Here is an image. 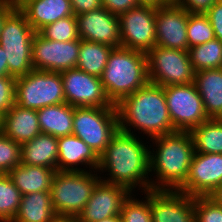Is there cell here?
Listing matches in <instances>:
<instances>
[{"label":"cell","mask_w":222,"mask_h":222,"mask_svg":"<svg viewBox=\"0 0 222 222\" xmlns=\"http://www.w3.org/2000/svg\"><path fill=\"white\" fill-rule=\"evenodd\" d=\"M144 137L129 134L118 129L112 136L105 151L99 156L100 180L110 184L122 185L132 193L140 190L142 195L150 190L149 141ZM107 172L101 176V174ZM109 172V173H108Z\"/></svg>","instance_id":"cell-1"},{"label":"cell","mask_w":222,"mask_h":222,"mask_svg":"<svg viewBox=\"0 0 222 222\" xmlns=\"http://www.w3.org/2000/svg\"><path fill=\"white\" fill-rule=\"evenodd\" d=\"M116 108L119 129L123 132L136 135L135 132L139 131V134L147 136V140L176 132L169 115L163 86L148 83L122 99Z\"/></svg>","instance_id":"cell-2"},{"label":"cell","mask_w":222,"mask_h":222,"mask_svg":"<svg viewBox=\"0 0 222 222\" xmlns=\"http://www.w3.org/2000/svg\"><path fill=\"white\" fill-rule=\"evenodd\" d=\"M150 141L149 147H155L149 149L150 190L179 191L186 181L195 152L190 132L176 131Z\"/></svg>","instance_id":"cell-3"},{"label":"cell","mask_w":222,"mask_h":222,"mask_svg":"<svg viewBox=\"0 0 222 222\" xmlns=\"http://www.w3.org/2000/svg\"><path fill=\"white\" fill-rule=\"evenodd\" d=\"M100 80L110 102L117 105L149 83L146 53L124 47L113 48Z\"/></svg>","instance_id":"cell-4"},{"label":"cell","mask_w":222,"mask_h":222,"mask_svg":"<svg viewBox=\"0 0 222 222\" xmlns=\"http://www.w3.org/2000/svg\"><path fill=\"white\" fill-rule=\"evenodd\" d=\"M99 181L100 177L95 170L56 171L50 192L52 206L58 218L74 220L86 206Z\"/></svg>","instance_id":"cell-5"},{"label":"cell","mask_w":222,"mask_h":222,"mask_svg":"<svg viewBox=\"0 0 222 222\" xmlns=\"http://www.w3.org/2000/svg\"><path fill=\"white\" fill-rule=\"evenodd\" d=\"M116 107H74L72 134L80 138L98 156L118 131Z\"/></svg>","instance_id":"cell-6"},{"label":"cell","mask_w":222,"mask_h":222,"mask_svg":"<svg viewBox=\"0 0 222 222\" xmlns=\"http://www.w3.org/2000/svg\"><path fill=\"white\" fill-rule=\"evenodd\" d=\"M16 104L24 109L40 110L65 102L61 73L32 70L16 79Z\"/></svg>","instance_id":"cell-7"},{"label":"cell","mask_w":222,"mask_h":222,"mask_svg":"<svg viewBox=\"0 0 222 222\" xmlns=\"http://www.w3.org/2000/svg\"><path fill=\"white\" fill-rule=\"evenodd\" d=\"M146 55L149 83L163 87L194 83L188 51L155 46Z\"/></svg>","instance_id":"cell-8"},{"label":"cell","mask_w":222,"mask_h":222,"mask_svg":"<svg viewBox=\"0 0 222 222\" xmlns=\"http://www.w3.org/2000/svg\"><path fill=\"white\" fill-rule=\"evenodd\" d=\"M164 93L171 122L176 131L190 132L209 119L194 83L169 85L164 87Z\"/></svg>","instance_id":"cell-9"},{"label":"cell","mask_w":222,"mask_h":222,"mask_svg":"<svg viewBox=\"0 0 222 222\" xmlns=\"http://www.w3.org/2000/svg\"><path fill=\"white\" fill-rule=\"evenodd\" d=\"M156 7L140 5L118 16L121 47L147 53L156 46Z\"/></svg>","instance_id":"cell-10"},{"label":"cell","mask_w":222,"mask_h":222,"mask_svg":"<svg viewBox=\"0 0 222 222\" xmlns=\"http://www.w3.org/2000/svg\"><path fill=\"white\" fill-rule=\"evenodd\" d=\"M80 44L81 39L57 42L36 32L32 40L33 69L61 73L76 68Z\"/></svg>","instance_id":"cell-11"},{"label":"cell","mask_w":222,"mask_h":222,"mask_svg":"<svg viewBox=\"0 0 222 222\" xmlns=\"http://www.w3.org/2000/svg\"><path fill=\"white\" fill-rule=\"evenodd\" d=\"M65 102L72 107H116L106 96L99 77L77 68L61 72Z\"/></svg>","instance_id":"cell-12"},{"label":"cell","mask_w":222,"mask_h":222,"mask_svg":"<svg viewBox=\"0 0 222 222\" xmlns=\"http://www.w3.org/2000/svg\"><path fill=\"white\" fill-rule=\"evenodd\" d=\"M222 184V154L196 153L179 190L191 197H209Z\"/></svg>","instance_id":"cell-13"},{"label":"cell","mask_w":222,"mask_h":222,"mask_svg":"<svg viewBox=\"0 0 222 222\" xmlns=\"http://www.w3.org/2000/svg\"><path fill=\"white\" fill-rule=\"evenodd\" d=\"M188 11L170 1L156 8V46L188 51Z\"/></svg>","instance_id":"cell-14"},{"label":"cell","mask_w":222,"mask_h":222,"mask_svg":"<svg viewBox=\"0 0 222 222\" xmlns=\"http://www.w3.org/2000/svg\"><path fill=\"white\" fill-rule=\"evenodd\" d=\"M132 192L117 184L99 181L86 206L74 219L76 222H97L120 215L124 201Z\"/></svg>","instance_id":"cell-15"},{"label":"cell","mask_w":222,"mask_h":222,"mask_svg":"<svg viewBox=\"0 0 222 222\" xmlns=\"http://www.w3.org/2000/svg\"><path fill=\"white\" fill-rule=\"evenodd\" d=\"M78 35L82 40L110 47H121L119 18L103 6L76 16Z\"/></svg>","instance_id":"cell-16"},{"label":"cell","mask_w":222,"mask_h":222,"mask_svg":"<svg viewBox=\"0 0 222 222\" xmlns=\"http://www.w3.org/2000/svg\"><path fill=\"white\" fill-rule=\"evenodd\" d=\"M153 222H195L194 197L180 191L151 190Z\"/></svg>","instance_id":"cell-17"},{"label":"cell","mask_w":222,"mask_h":222,"mask_svg":"<svg viewBox=\"0 0 222 222\" xmlns=\"http://www.w3.org/2000/svg\"><path fill=\"white\" fill-rule=\"evenodd\" d=\"M98 166L99 156L80 138L73 134L58 138L57 171H97Z\"/></svg>","instance_id":"cell-18"},{"label":"cell","mask_w":222,"mask_h":222,"mask_svg":"<svg viewBox=\"0 0 222 222\" xmlns=\"http://www.w3.org/2000/svg\"><path fill=\"white\" fill-rule=\"evenodd\" d=\"M18 9L35 32L61 18L74 15L70 0H26Z\"/></svg>","instance_id":"cell-19"},{"label":"cell","mask_w":222,"mask_h":222,"mask_svg":"<svg viewBox=\"0 0 222 222\" xmlns=\"http://www.w3.org/2000/svg\"><path fill=\"white\" fill-rule=\"evenodd\" d=\"M1 131L19 144L32 140L41 133L37 111L15 104L1 118Z\"/></svg>","instance_id":"cell-20"},{"label":"cell","mask_w":222,"mask_h":222,"mask_svg":"<svg viewBox=\"0 0 222 222\" xmlns=\"http://www.w3.org/2000/svg\"><path fill=\"white\" fill-rule=\"evenodd\" d=\"M194 84L208 118L222 119V68L195 72Z\"/></svg>","instance_id":"cell-21"},{"label":"cell","mask_w":222,"mask_h":222,"mask_svg":"<svg viewBox=\"0 0 222 222\" xmlns=\"http://www.w3.org/2000/svg\"><path fill=\"white\" fill-rule=\"evenodd\" d=\"M58 138L40 133L21 144V164L42 166L57 171Z\"/></svg>","instance_id":"cell-22"},{"label":"cell","mask_w":222,"mask_h":222,"mask_svg":"<svg viewBox=\"0 0 222 222\" xmlns=\"http://www.w3.org/2000/svg\"><path fill=\"white\" fill-rule=\"evenodd\" d=\"M51 192H33L21 197L18 212L11 222H57Z\"/></svg>","instance_id":"cell-23"},{"label":"cell","mask_w":222,"mask_h":222,"mask_svg":"<svg viewBox=\"0 0 222 222\" xmlns=\"http://www.w3.org/2000/svg\"><path fill=\"white\" fill-rule=\"evenodd\" d=\"M55 172L48 167L19 164L7 175L23 196L33 192L51 191Z\"/></svg>","instance_id":"cell-24"},{"label":"cell","mask_w":222,"mask_h":222,"mask_svg":"<svg viewBox=\"0 0 222 222\" xmlns=\"http://www.w3.org/2000/svg\"><path fill=\"white\" fill-rule=\"evenodd\" d=\"M41 133L56 138L72 135L74 107L64 102L37 110Z\"/></svg>","instance_id":"cell-25"},{"label":"cell","mask_w":222,"mask_h":222,"mask_svg":"<svg viewBox=\"0 0 222 222\" xmlns=\"http://www.w3.org/2000/svg\"><path fill=\"white\" fill-rule=\"evenodd\" d=\"M113 48L81 39L76 68L100 78Z\"/></svg>","instance_id":"cell-26"},{"label":"cell","mask_w":222,"mask_h":222,"mask_svg":"<svg viewBox=\"0 0 222 222\" xmlns=\"http://www.w3.org/2000/svg\"><path fill=\"white\" fill-rule=\"evenodd\" d=\"M190 134L196 153L222 154V119L209 118Z\"/></svg>","instance_id":"cell-27"},{"label":"cell","mask_w":222,"mask_h":222,"mask_svg":"<svg viewBox=\"0 0 222 222\" xmlns=\"http://www.w3.org/2000/svg\"><path fill=\"white\" fill-rule=\"evenodd\" d=\"M35 30L17 8L6 20L0 35V46L32 45Z\"/></svg>","instance_id":"cell-28"},{"label":"cell","mask_w":222,"mask_h":222,"mask_svg":"<svg viewBox=\"0 0 222 222\" xmlns=\"http://www.w3.org/2000/svg\"><path fill=\"white\" fill-rule=\"evenodd\" d=\"M188 54L195 72L222 68V42L217 38L188 48Z\"/></svg>","instance_id":"cell-29"},{"label":"cell","mask_w":222,"mask_h":222,"mask_svg":"<svg viewBox=\"0 0 222 222\" xmlns=\"http://www.w3.org/2000/svg\"><path fill=\"white\" fill-rule=\"evenodd\" d=\"M20 190L7 174H0V222H11L21 202Z\"/></svg>","instance_id":"cell-30"},{"label":"cell","mask_w":222,"mask_h":222,"mask_svg":"<svg viewBox=\"0 0 222 222\" xmlns=\"http://www.w3.org/2000/svg\"><path fill=\"white\" fill-rule=\"evenodd\" d=\"M2 48L6 52L9 76L18 78L33 70L32 45H14Z\"/></svg>","instance_id":"cell-31"},{"label":"cell","mask_w":222,"mask_h":222,"mask_svg":"<svg viewBox=\"0 0 222 222\" xmlns=\"http://www.w3.org/2000/svg\"><path fill=\"white\" fill-rule=\"evenodd\" d=\"M124 201L120 216L122 222H153L151 213V190L144 192L142 199L132 195ZM146 194V195H145ZM145 199V200H143Z\"/></svg>","instance_id":"cell-32"},{"label":"cell","mask_w":222,"mask_h":222,"mask_svg":"<svg viewBox=\"0 0 222 222\" xmlns=\"http://www.w3.org/2000/svg\"><path fill=\"white\" fill-rule=\"evenodd\" d=\"M38 33L48 39L57 42L78 40V26L75 15L61 18L54 23L41 28Z\"/></svg>","instance_id":"cell-33"},{"label":"cell","mask_w":222,"mask_h":222,"mask_svg":"<svg viewBox=\"0 0 222 222\" xmlns=\"http://www.w3.org/2000/svg\"><path fill=\"white\" fill-rule=\"evenodd\" d=\"M215 38L213 27L205 14L188 12V48L206 43Z\"/></svg>","instance_id":"cell-34"},{"label":"cell","mask_w":222,"mask_h":222,"mask_svg":"<svg viewBox=\"0 0 222 222\" xmlns=\"http://www.w3.org/2000/svg\"><path fill=\"white\" fill-rule=\"evenodd\" d=\"M19 164H21V144L0 130V174H8Z\"/></svg>","instance_id":"cell-35"},{"label":"cell","mask_w":222,"mask_h":222,"mask_svg":"<svg viewBox=\"0 0 222 222\" xmlns=\"http://www.w3.org/2000/svg\"><path fill=\"white\" fill-rule=\"evenodd\" d=\"M195 222H222V206L210 197H194Z\"/></svg>","instance_id":"cell-36"},{"label":"cell","mask_w":222,"mask_h":222,"mask_svg":"<svg viewBox=\"0 0 222 222\" xmlns=\"http://www.w3.org/2000/svg\"><path fill=\"white\" fill-rule=\"evenodd\" d=\"M16 79L13 76L0 77V117L2 118L16 104Z\"/></svg>","instance_id":"cell-37"},{"label":"cell","mask_w":222,"mask_h":222,"mask_svg":"<svg viewBox=\"0 0 222 222\" xmlns=\"http://www.w3.org/2000/svg\"><path fill=\"white\" fill-rule=\"evenodd\" d=\"M215 37L222 42V0H218L206 13Z\"/></svg>","instance_id":"cell-38"},{"label":"cell","mask_w":222,"mask_h":222,"mask_svg":"<svg viewBox=\"0 0 222 222\" xmlns=\"http://www.w3.org/2000/svg\"><path fill=\"white\" fill-rule=\"evenodd\" d=\"M189 13L205 14L218 0H171Z\"/></svg>","instance_id":"cell-39"},{"label":"cell","mask_w":222,"mask_h":222,"mask_svg":"<svg viewBox=\"0 0 222 222\" xmlns=\"http://www.w3.org/2000/svg\"><path fill=\"white\" fill-rule=\"evenodd\" d=\"M102 6L114 15H121L138 5L136 0H101Z\"/></svg>","instance_id":"cell-40"},{"label":"cell","mask_w":222,"mask_h":222,"mask_svg":"<svg viewBox=\"0 0 222 222\" xmlns=\"http://www.w3.org/2000/svg\"><path fill=\"white\" fill-rule=\"evenodd\" d=\"M72 11L75 16L90 11L97 10L102 7L101 0H70Z\"/></svg>","instance_id":"cell-41"},{"label":"cell","mask_w":222,"mask_h":222,"mask_svg":"<svg viewBox=\"0 0 222 222\" xmlns=\"http://www.w3.org/2000/svg\"><path fill=\"white\" fill-rule=\"evenodd\" d=\"M17 9V7L11 3H1L0 4V35L3 29L5 20Z\"/></svg>","instance_id":"cell-42"},{"label":"cell","mask_w":222,"mask_h":222,"mask_svg":"<svg viewBox=\"0 0 222 222\" xmlns=\"http://www.w3.org/2000/svg\"><path fill=\"white\" fill-rule=\"evenodd\" d=\"M4 49L0 46V77L9 76L7 58Z\"/></svg>","instance_id":"cell-43"},{"label":"cell","mask_w":222,"mask_h":222,"mask_svg":"<svg viewBox=\"0 0 222 222\" xmlns=\"http://www.w3.org/2000/svg\"><path fill=\"white\" fill-rule=\"evenodd\" d=\"M140 5H149L158 8L169 3L171 0H136Z\"/></svg>","instance_id":"cell-44"},{"label":"cell","mask_w":222,"mask_h":222,"mask_svg":"<svg viewBox=\"0 0 222 222\" xmlns=\"http://www.w3.org/2000/svg\"><path fill=\"white\" fill-rule=\"evenodd\" d=\"M209 197L213 199L218 205L222 206V184H220Z\"/></svg>","instance_id":"cell-45"},{"label":"cell","mask_w":222,"mask_h":222,"mask_svg":"<svg viewBox=\"0 0 222 222\" xmlns=\"http://www.w3.org/2000/svg\"><path fill=\"white\" fill-rule=\"evenodd\" d=\"M97 222H122L120 215H115L113 217H107L103 220L97 221Z\"/></svg>","instance_id":"cell-46"},{"label":"cell","mask_w":222,"mask_h":222,"mask_svg":"<svg viewBox=\"0 0 222 222\" xmlns=\"http://www.w3.org/2000/svg\"><path fill=\"white\" fill-rule=\"evenodd\" d=\"M26 0H10L17 8Z\"/></svg>","instance_id":"cell-47"},{"label":"cell","mask_w":222,"mask_h":222,"mask_svg":"<svg viewBox=\"0 0 222 222\" xmlns=\"http://www.w3.org/2000/svg\"><path fill=\"white\" fill-rule=\"evenodd\" d=\"M57 222H76V221L71 219H59Z\"/></svg>","instance_id":"cell-48"},{"label":"cell","mask_w":222,"mask_h":222,"mask_svg":"<svg viewBox=\"0 0 222 222\" xmlns=\"http://www.w3.org/2000/svg\"><path fill=\"white\" fill-rule=\"evenodd\" d=\"M10 2V0H0V3Z\"/></svg>","instance_id":"cell-49"}]
</instances>
